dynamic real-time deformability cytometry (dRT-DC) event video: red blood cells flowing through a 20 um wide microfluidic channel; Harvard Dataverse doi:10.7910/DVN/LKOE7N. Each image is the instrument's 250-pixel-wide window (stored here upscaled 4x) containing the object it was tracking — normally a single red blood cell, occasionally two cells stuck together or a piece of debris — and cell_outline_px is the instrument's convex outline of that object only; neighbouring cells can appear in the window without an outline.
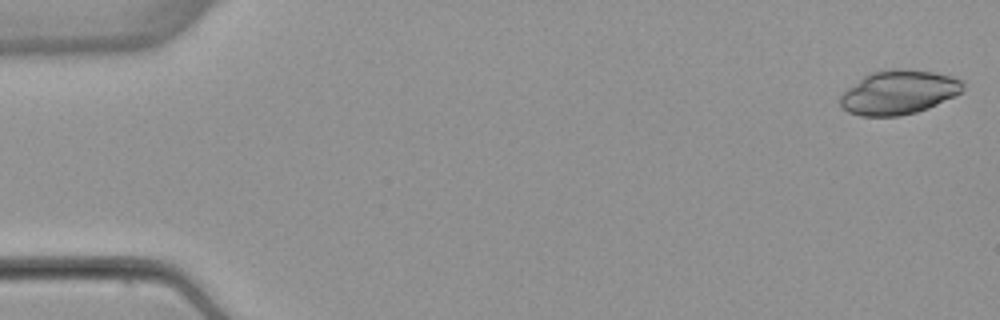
{"species": "common noctule bat (a hibernating species)", "species_latin": "Nyctalus noctula", "temperature_condition": "warm", "stored_images_in_passage": 52, "camera_frame_rate_fps": 3000, "um_per_image_px": 0.085, "animal": {"sex": "female", "body_mass_g": 22.7, "forearm_length_mm": 54.2}, "frame": {"image": 1, "passage_image": 1, "time_ms": 0.0, "image_size_px": [1000, 320], "cell_outline_px": [[964, 92], [956, 96], [928, 108], [916, 112], [900, 116], [860, 116], [848, 112], [840, 108], [840, 96], [848, 88], [864, 76], [872, 72], [892, 68], [908, 68], [932, 72], [952, 76], [964, 80]], "centroid_in_image_um": [76.42, 7.84], "position_along_channel_um": 8.6, "area_um2": 31.91}}